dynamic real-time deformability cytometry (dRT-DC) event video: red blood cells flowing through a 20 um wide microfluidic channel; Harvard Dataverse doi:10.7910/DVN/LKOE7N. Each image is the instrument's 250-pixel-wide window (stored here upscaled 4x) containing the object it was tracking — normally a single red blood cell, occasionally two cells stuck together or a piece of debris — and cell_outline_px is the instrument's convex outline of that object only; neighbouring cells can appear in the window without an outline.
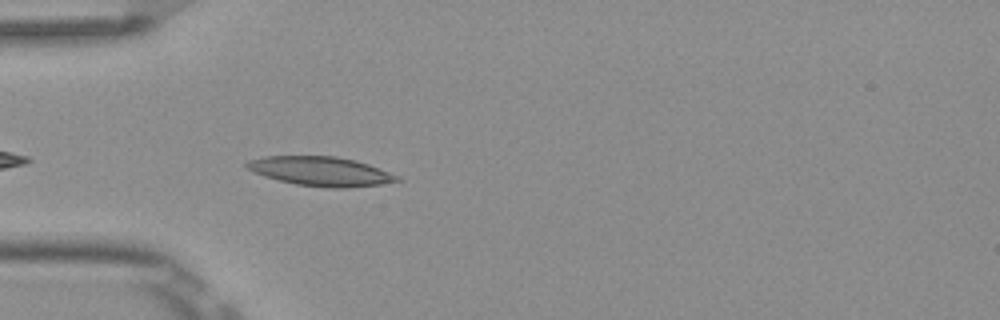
{"species": "Egyptian fruit bat (a non-hibernating species)", "species_latin": "Rousettus aegyptiacus", "temperature_condition": "room temperature", "stored_images_in_passage": 5, "camera_frame_rate_fps": 3000, "um_per_image_px": 0.085, "frame": {"image": 1, "passage_image": 5, "time_ms": 1.333, "image_size_px": [1000, 320], "cell_outline_px": [[404, 180], [380, 184], [348, 188], [328, 188], [296, 184], [264, 176], [252, 172], [244, 164], [248, 160], [264, 156], [336, 156], [356, 160], [368, 164], [400, 176]], "centroid_in_image_um": [27.28, 14.56], "position_along_channel_um": 57.7, "area_um2": 25.72}}